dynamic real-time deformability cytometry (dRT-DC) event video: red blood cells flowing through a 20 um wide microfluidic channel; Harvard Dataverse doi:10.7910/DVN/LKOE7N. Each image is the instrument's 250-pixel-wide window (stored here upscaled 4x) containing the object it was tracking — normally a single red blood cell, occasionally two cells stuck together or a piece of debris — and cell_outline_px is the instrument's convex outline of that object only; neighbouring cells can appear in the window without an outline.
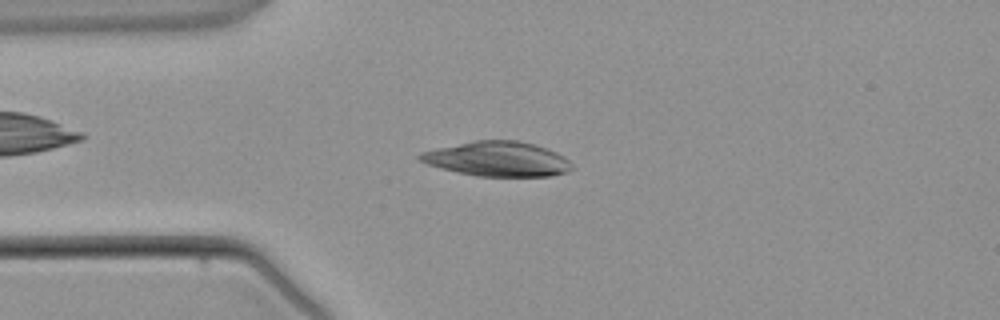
{"species": "common noctule bat (a hibernating species)", "species_latin": "Nyctalus noctula", "temperature_condition": "warm", "stored_images_in_passage": 2, "camera_frame_rate_fps": 3000, "um_per_image_px": 0.085, "animal": {"sex": "male", "body_mass_g": 21.5, "forearm_length_mm": 52.0}, "frame": {"image": 1, "passage_image": 2, "time_ms": 1.0, "image_size_px": [1000, 320], "cell_outline_px": [[572, 168], [568, 172], [552, 176], [476, 176], [456, 172], [440, 168], [428, 164], [420, 160], [416, 156], [420, 152], [436, 148], [476, 140], [520, 140], [536, 144], [556, 152], [564, 156], [572, 164]], "centroid_in_image_um": [42.29, 13.51], "position_along_channel_um": 42.7, "area_um2": 30.92}}